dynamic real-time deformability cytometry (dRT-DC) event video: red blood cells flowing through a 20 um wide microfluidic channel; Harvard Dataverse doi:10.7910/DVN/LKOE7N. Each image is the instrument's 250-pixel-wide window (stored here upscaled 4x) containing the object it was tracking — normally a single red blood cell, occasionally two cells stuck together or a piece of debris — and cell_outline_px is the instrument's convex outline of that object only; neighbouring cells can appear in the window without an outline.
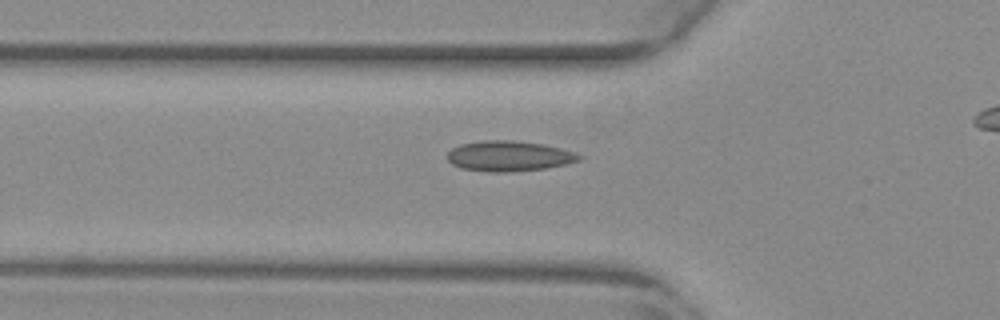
{"species": "common noctule bat (a hibernating species)", "species_latin": "Nyctalus noctula", "temperature_condition": "warm", "stored_images_in_passage": 30, "camera_frame_rate_fps": 3000, "um_per_image_px": 0.085, "animal": {"sex": "female", "body_mass_g": 29.2, "forearm_length_mm": 56.3}, "frame": {"image": 1, "passage_image": 2, "time_ms": 0.333, "image_size_px": [1000, 320], "cell_outline_px": [[584, 156], [580, 160], [564, 164], [544, 168], [504, 172], [488, 172], [460, 168], [452, 164], [448, 160], [448, 152], [452, 148], [460, 144], [480, 140], [512, 140], [544, 144], [576, 152]], "centroid_in_image_um": [43.25, 13.25], "position_along_channel_um": 82.5, "area_um2": 23.35}}
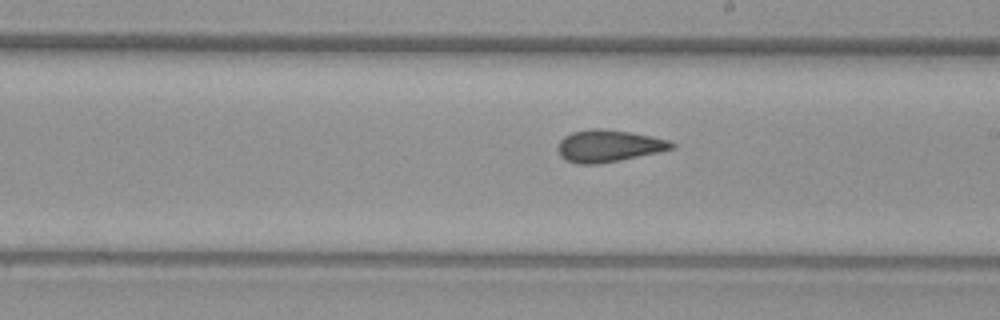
{"frame": {"image": 2, "passage_image": 14, "time_ms": 4.333, "image_size_px": [1000, 320], "cell_outline_px": [[676, 148], [660, 152], [600, 164], [576, 164], [564, 160], [560, 156], [556, 148], [560, 140], [564, 136], [572, 132], [592, 128], [600, 128], [628, 132], [668, 140], [676, 144]], "centroid_in_image_um": [51.69, 12.42], "position_along_channel_um": 237.3, "area_um2": 21.39}}
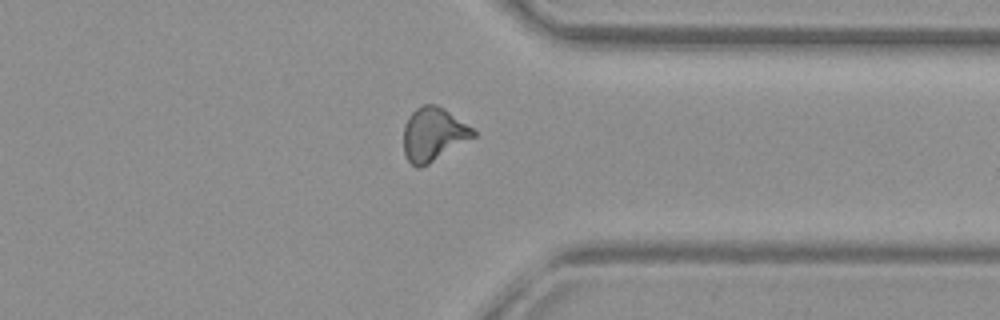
{"frame": {"image": 3, "passage_image": 25, "time_ms": 8.0, "image_size_px": [1000, 320], "cell_outline_px": [[476, 136], [428, 164], [420, 168], [416, 168], [408, 160], [404, 152], [404, 124], [408, 116], [416, 108], [424, 104], [436, 104], [444, 108], [472, 128], [476, 132]], "centroid_in_image_um": [36.82, 11.41], "position_along_channel_um": 374.6, "area_um2": 21.62}}